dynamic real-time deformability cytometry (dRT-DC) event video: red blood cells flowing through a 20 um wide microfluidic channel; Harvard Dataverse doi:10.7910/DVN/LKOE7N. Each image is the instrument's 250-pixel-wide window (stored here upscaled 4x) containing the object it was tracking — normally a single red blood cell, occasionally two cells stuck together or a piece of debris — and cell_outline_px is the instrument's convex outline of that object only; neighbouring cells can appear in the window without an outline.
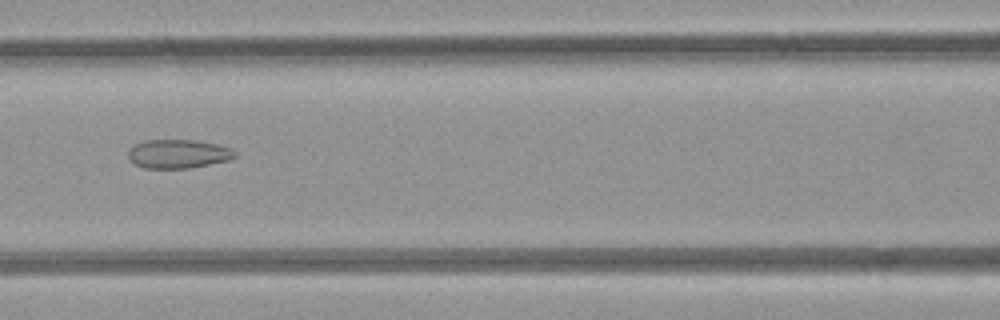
{"species": "common noctule bat (a hibernating species)", "species_latin": "Nyctalus noctula", "temperature_condition": "room temperature", "stored_images_in_passage": 3, "camera_frame_rate_fps": 3000, "um_per_image_px": 0.085, "animal": {"sex": "female", "body_mass_g": 21.9}, "frame": {"image": 1, "passage_image": 3, "time_ms": 2.0, "image_size_px": [1000, 320], "cell_outline_px": [[236, 156], [228, 160], [188, 168], [144, 168], [128, 160], [128, 152], [136, 144], [148, 140], [192, 140], [216, 144], [228, 148], [236, 152]], "centroid_in_image_um": [15.12, 13.08], "position_along_channel_um": 151.5, "area_um2": 17.57}}